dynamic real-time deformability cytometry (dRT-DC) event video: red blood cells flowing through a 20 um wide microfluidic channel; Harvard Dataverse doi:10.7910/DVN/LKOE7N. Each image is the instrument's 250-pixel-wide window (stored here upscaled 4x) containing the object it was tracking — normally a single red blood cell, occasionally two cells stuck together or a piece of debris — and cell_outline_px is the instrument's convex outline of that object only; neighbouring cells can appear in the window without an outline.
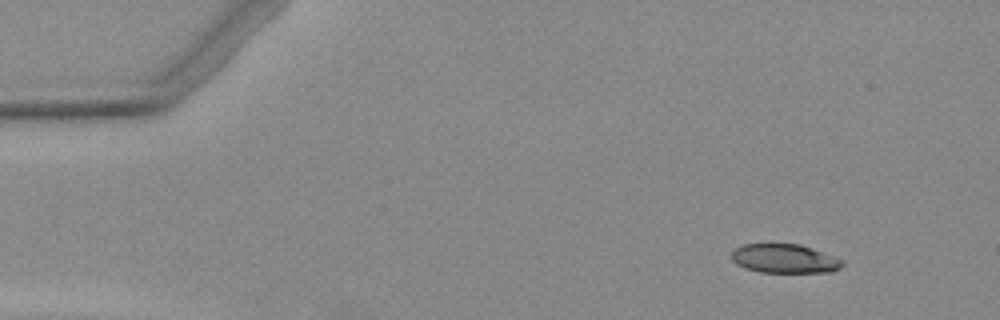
{"species": "Egyptian fruit bat (a non-hibernating species)", "species_latin": "Rousettus aegyptiacus", "temperature_condition": "warm", "stored_images_in_passage": 6, "camera_frame_rate_fps": 3000, "um_per_image_px": 0.085, "animal": {"sex": "female"}, "frame": {"image": 1, "passage_image": 1, "time_ms": 0.0, "image_size_px": [1000, 320], "cell_outline_px": [[844, 264], [840, 268], [832, 272], [760, 272], [744, 268], [736, 264], [732, 260], [732, 252], [736, 248], [744, 244], [800, 244], [812, 248], [844, 260]], "centroid_in_image_um": [66.7, 21.99], "position_along_channel_um": 18.3, "area_um2": 18.73}}
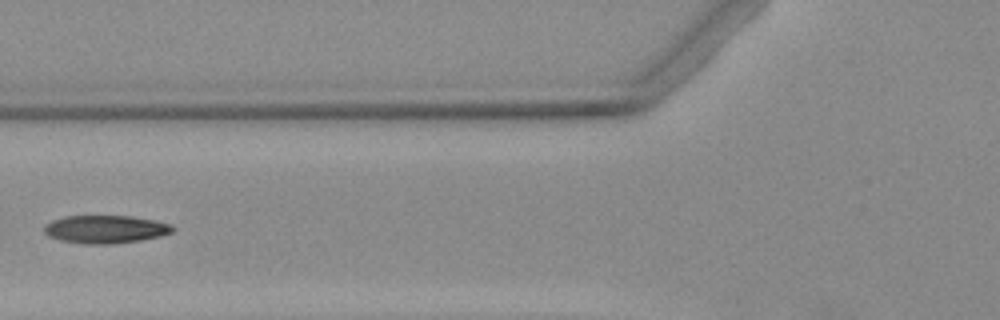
{"frame": {"image": 2, "passage_image": 5, "time_ms": 5.0, "image_size_px": [1000, 320], "cell_outline_px": [[176, 228], [172, 232], [160, 236], [140, 240], [112, 244], [88, 244], [56, 240], [48, 236], [44, 232], [44, 224], [52, 220], [64, 216], [132, 216], [156, 220], [172, 224]], "centroid_in_image_um": [8.95, 19.48], "position_along_channel_um": 116.8, "area_um2": 21.21}}
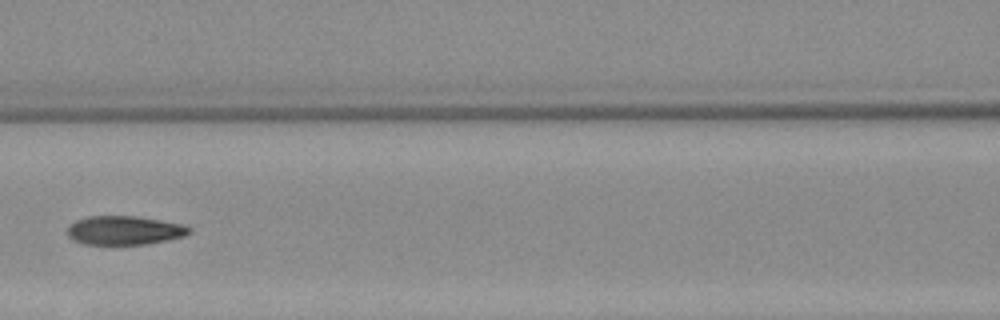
{"frame": {"image": 3, "passage_image": 6, "time_ms": 6.0, "image_size_px": [1000, 320], "cell_outline_px": [[192, 232], [184, 236], [168, 240], [148, 244], [84, 244], [72, 240], [68, 236], [68, 224], [76, 220], [88, 216], [136, 216], [160, 220], [180, 224], [192, 228]], "centroid_in_image_um": [10.56, 19.58], "position_along_channel_um": 156.0, "area_um2": 20.58}}